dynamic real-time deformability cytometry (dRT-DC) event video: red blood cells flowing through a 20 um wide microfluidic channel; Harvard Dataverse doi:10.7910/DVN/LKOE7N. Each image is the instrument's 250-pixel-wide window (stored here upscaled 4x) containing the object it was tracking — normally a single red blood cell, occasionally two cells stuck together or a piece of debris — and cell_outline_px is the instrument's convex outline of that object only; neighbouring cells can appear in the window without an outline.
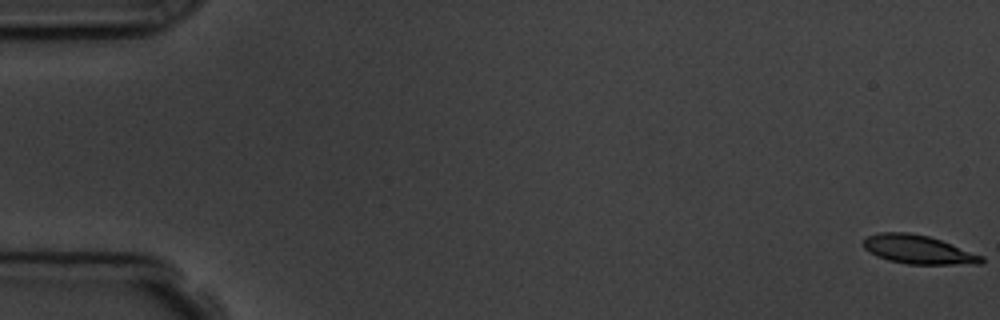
{"species": "common noctule bat (a hibernating species)", "species_latin": "Nyctalus noctula", "temperature_condition": "room temperature", "stored_images_in_passage": 5, "camera_frame_rate_fps": 3000, "um_per_image_px": 0.085, "animal": {"sex": "male", "body_mass_g": 19.5, "forearm_length_mm": 54.6}, "frame": {"image": 1, "passage_image": 1, "time_ms": 0.0, "image_size_px": [1000, 320], "cell_outline_px": [[984, 260], [980, 264], [908, 264], [888, 260], [876, 256], [868, 252], [860, 244], [868, 236], [880, 232], [908, 232], [928, 236], [940, 240], [984, 256]], "centroid_in_image_um": [78.01, 21.21], "position_along_channel_um": 7.0, "area_um2": 19.77}}
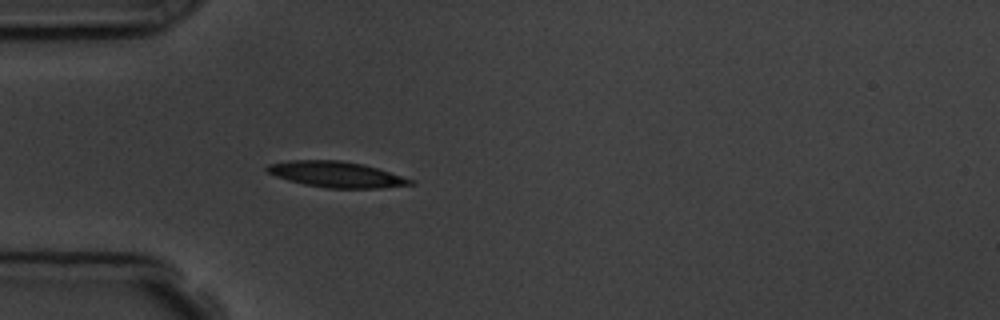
{"frame": {"image": 2, "passage_image": 5, "time_ms": 5.333, "image_size_px": [1000, 320], "cell_outline_px": [[416, 184], [380, 188], [328, 188], [304, 184], [288, 180], [276, 176], [268, 172], [264, 168], [268, 164], [288, 160], [340, 160], [364, 164], [416, 180]], "centroid_in_image_um": [28.61, 14.82], "position_along_channel_um": 56.4, "area_um2": 21.68}}